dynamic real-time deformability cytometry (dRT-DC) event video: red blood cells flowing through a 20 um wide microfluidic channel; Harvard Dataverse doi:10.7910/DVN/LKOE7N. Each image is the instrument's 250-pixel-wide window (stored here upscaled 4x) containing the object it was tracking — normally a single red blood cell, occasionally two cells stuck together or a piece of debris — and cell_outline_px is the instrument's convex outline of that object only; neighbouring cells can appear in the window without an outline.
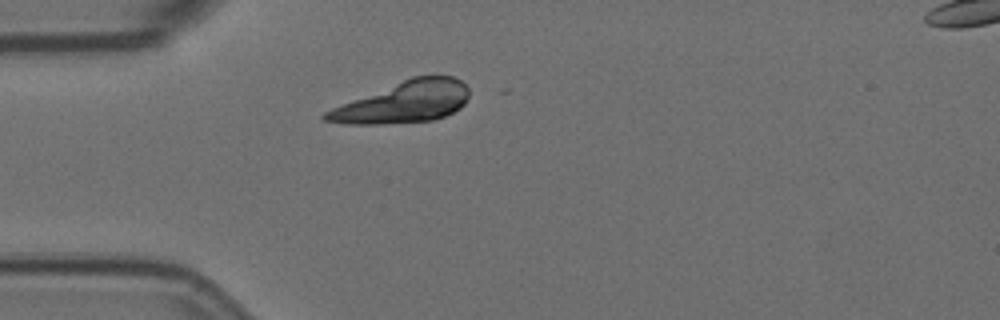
{"species": "Egyptian fruit bat (a non-hibernating species)", "species_latin": "Rousettus aegyptiacus", "temperature_condition": "room temperature", "stored_images_in_passage": 3, "camera_frame_rate_fps": 3000, "um_per_image_px": 0.085, "animal": {"sex": "female"}, "frame": {"image": 1, "passage_image": 3, "time_ms": 0.667, "image_size_px": [1000, 320], "cell_outline_px": [[468, 96], [464, 104], [460, 108], [444, 116], [432, 120], [380, 124], [348, 124], [324, 120], [320, 116], [324, 112], [332, 108], [412, 76], [452, 76], [460, 80], [468, 88]], "centroid_in_image_um": [34.3, 8.69], "position_along_channel_um": 50.7, "area_um2": 34.04}}